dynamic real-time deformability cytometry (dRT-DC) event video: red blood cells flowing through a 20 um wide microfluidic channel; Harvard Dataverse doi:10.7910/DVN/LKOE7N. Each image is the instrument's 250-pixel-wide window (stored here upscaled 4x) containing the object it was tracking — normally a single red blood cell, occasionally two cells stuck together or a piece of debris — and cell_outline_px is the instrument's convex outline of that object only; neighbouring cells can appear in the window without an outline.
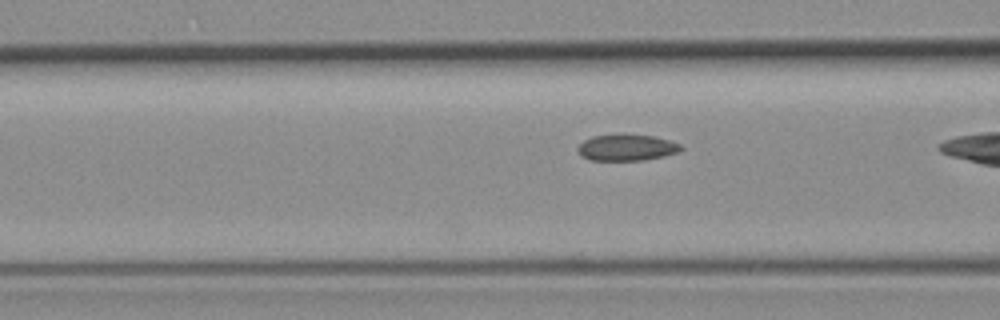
{"species": "common noctule bat (a hibernating species)", "species_latin": "Nyctalus noctula", "temperature_condition": "room temperature", "stored_images_in_passage": 29, "camera_frame_rate_fps": 3000, "um_per_image_px": 0.085, "animal": {"sex": "female", "body_mass_g": 19.3, "forearm_length_mm": 54.1}, "frame": {"image": 1, "passage_image": 5, "time_ms": 1.333, "image_size_px": [1000, 320], "cell_outline_px": [[684, 148], [680, 152], [664, 156], [644, 160], [588, 160], [576, 148], [584, 140], [592, 136], [620, 132], [652, 136], [668, 140], [680, 144]], "centroid_in_image_um": [53.28, 12.51], "position_along_channel_um": 113.3, "area_um2": 16.18}}
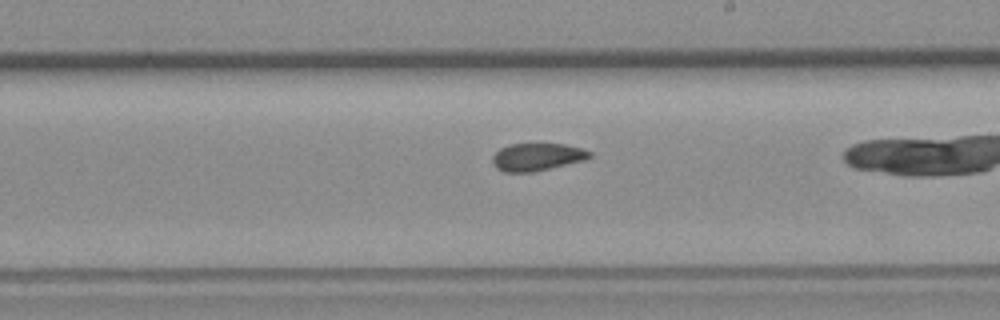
{"frame": {"image": 2, "passage_image": 16, "time_ms": 5.0, "image_size_px": [1000, 320], "cell_outline_px": [[592, 156], [584, 160], [532, 172], [504, 172], [496, 168], [492, 164], [492, 156], [500, 148], [508, 144], [564, 144], [580, 148], [592, 152]], "centroid_in_image_um": [45.61, 13.34], "position_along_channel_um": 243.4, "area_um2": 15.55}}
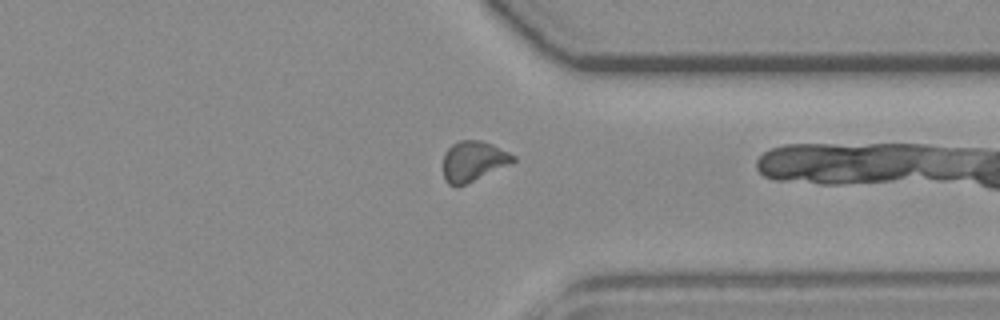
{"frame": {"image": 3, "passage_image": 27, "time_ms": 8.667, "image_size_px": [1000, 320], "cell_outline_px": [[516, 160], [456, 188], [448, 184], [444, 180], [444, 152], [452, 144], [460, 140], [480, 140], [492, 144], [516, 156]], "centroid_in_image_um": [40.18, 13.69], "position_along_channel_um": 371.2, "area_um2": 16.13}}